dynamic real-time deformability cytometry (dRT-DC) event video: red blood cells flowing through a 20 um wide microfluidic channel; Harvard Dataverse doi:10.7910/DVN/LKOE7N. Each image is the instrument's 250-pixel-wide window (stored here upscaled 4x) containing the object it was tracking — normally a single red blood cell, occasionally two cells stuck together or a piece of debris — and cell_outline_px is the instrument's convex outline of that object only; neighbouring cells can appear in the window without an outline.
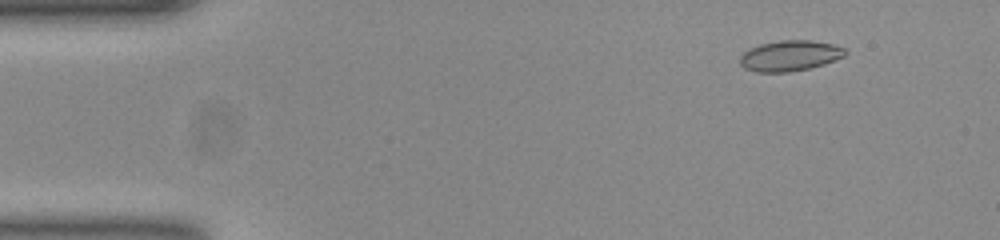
{"species": "common noctule bat (a hibernating species)", "species_latin": "Nyctalus noctula", "temperature_condition": "room temperature", "stored_images_in_passage": 53, "camera_frame_rate_fps": 3000, "um_per_image_px": 0.085, "animal": {"sex": "female", "body_mass_g": 23.0, "forearm_length_mm": 53.4}, "frame": {"image": 1, "passage_image": 6, "time_ms": 1.667, "image_size_px": [1000, 240], "cell_outline_px": [[848, 52], [844, 56], [824, 64], [808, 68], [788, 72], [756, 72], [744, 68], [740, 64], [740, 56], [748, 48], [760, 44], [780, 40], [812, 40], [832, 44], [844, 48]], "centroid_in_image_um": [67.12, 4.73], "position_along_channel_um": 17.9, "area_um2": 18.79}}
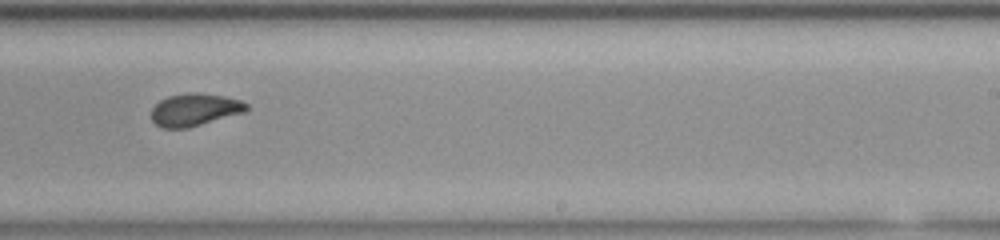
{"frame": {"image": 2, "passage_image": 33, "time_ms": 10.667, "image_size_px": [1000, 240], "cell_outline_px": [[248, 108], [244, 112], [188, 128], [160, 128], [152, 120], [152, 108], [160, 100], [168, 96], [188, 92], [200, 92], [224, 96], [240, 100], [248, 104]], "centroid_in_image_um": [16.54, 9.31], "position_along_channel_um": 272.5, "area_um2": 18.03}}
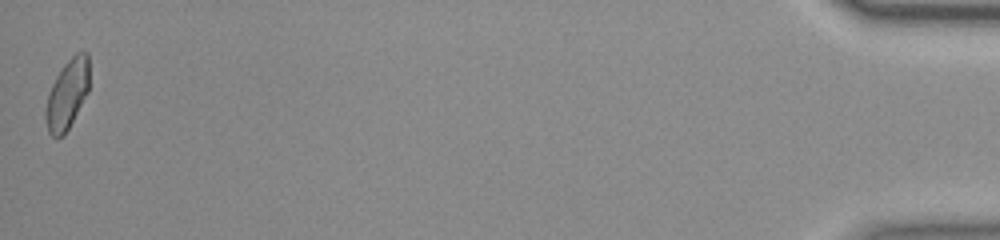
{"frame": {"image": 3, "passage_image": 53, "time_ms": 17.333, "image_size_px": [1000, 240], "cell_outline_px": [[88, 92], [64, 136], [52, 136], [48, 132], [44, 116], [44, 112], [48, 92], [56, 76], [64, 64], [76, 52], [88, 52]], "centroid_in_image_um": [5.69, 8.02], "position_along_channel_um": 429.5, "area_um2": 17.63}, "authors_computed_cell_mechanics": {"area_um2": 18.5538, "velocity_mm_per_s": 3.8556, "shape_relaxation_time_tau1_ms": 2.8857, "shape_relaxation_time_tau2_ms": 0.9809, "deformation_change_tau1": 0.1014, "deformation_change_tau2": 0.046}}